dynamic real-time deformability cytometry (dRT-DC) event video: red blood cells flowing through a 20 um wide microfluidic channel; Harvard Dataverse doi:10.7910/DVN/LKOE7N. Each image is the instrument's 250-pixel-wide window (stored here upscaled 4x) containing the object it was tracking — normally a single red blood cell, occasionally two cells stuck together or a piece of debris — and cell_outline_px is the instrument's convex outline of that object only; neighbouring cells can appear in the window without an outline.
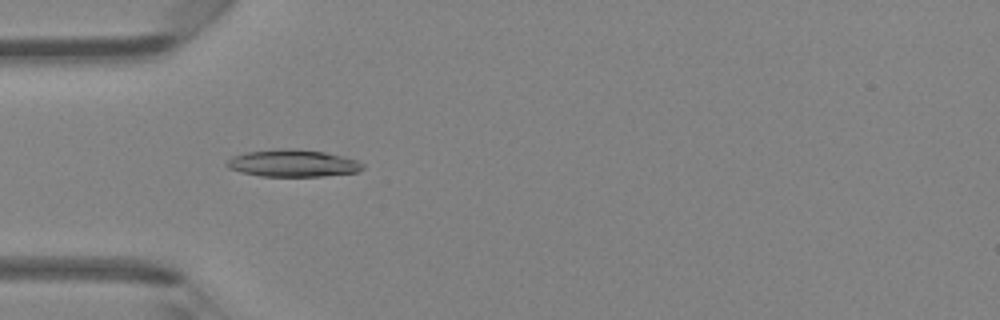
{"species": "Egyptian fruit bat (a non-hibernating species)", "species_latin": "Rousettus aegyptiacus", "temperature_condition": "room temperature", "stored_images_in_passage": 35, "camera_frame_rate_fps": 3000, "um_per_image_px": 0.085, "animal": {"sex": "female"}, "frame": {"image": 1, "passage_image": 5, "time_ms": 1.333, "image_size_px": [1000, 320], "cell_outline_px": [[364, 168], [356, 172], [324, 176], [260, 176], [240, 172], [228, 168], [224, 164], [232, 156], [248, 152], [280, 148], [292, 148], [324, 152], [344, 156], [356, 160], [364, 164]], "centroid_in_image_um": [24.88, 13.87], "position_along_channel_um": 60.1, "area_um2": 21.56}}
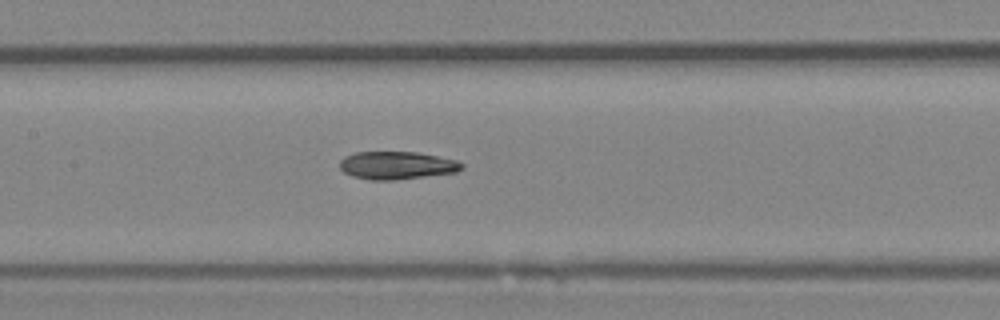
{"frame": {"image": 2, "passage_image": 13, "time_ms": 4.0, "image_size_px": [1000, 320], "cell_outline_px": [[464, 168], [456, 172], [396, 180], [372, 180], [352, 176], [344, 172], [340, 168], [340, 160], [344, 156], [356, 152], [416, 152], [456, 160], [464, 164]], "centroid_in_image_um": [33.72, 14.06], "position_along_channel_um": 173.7, "area_um2": 19.77}}
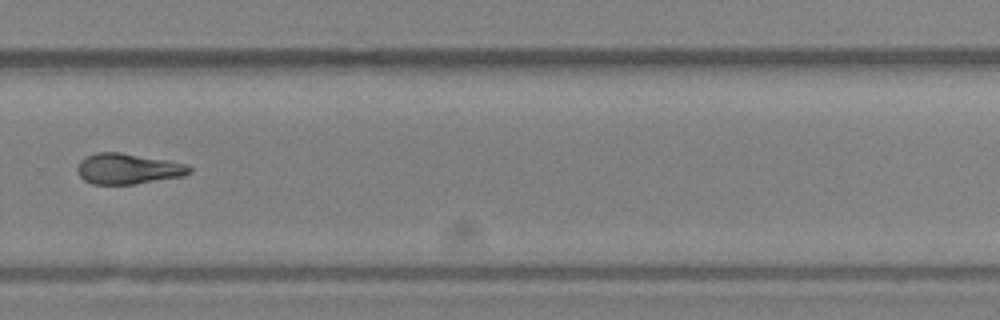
{"frame": {"image": 3, "passage_image": 23, "time_ms": 7.333, "image_size_px": [1000, 320], "cell_outline_px": [[192, 172], [184, 176], [132, 184], [92, 184], [84, 180], [76, 172], [76, 168], [80, 160], [84, 156], [96, 152], [120, 152], [188, 164], [192, 168]], "centroid_in_image_um": [10.85, 14.34], "position_along_channel_um": 319.0, "area_um2": 20.11}}